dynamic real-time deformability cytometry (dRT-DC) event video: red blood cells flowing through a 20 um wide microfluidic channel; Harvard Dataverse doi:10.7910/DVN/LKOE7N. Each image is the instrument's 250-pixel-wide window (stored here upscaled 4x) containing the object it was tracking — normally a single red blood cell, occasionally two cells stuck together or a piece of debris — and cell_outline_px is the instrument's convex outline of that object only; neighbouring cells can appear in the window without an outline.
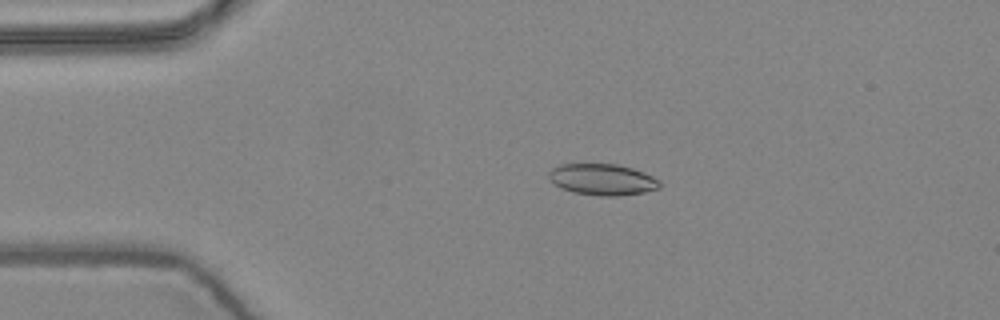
{"species": "common noctule bat (a hibernating species)", "species_latin": "Nyctalus noctula", "temperature_condition": "warm", "stored_images_in_passage": 4, "camera_frame_rate_fps": 3000, "um_per_image_px": 0.085, "animal": {"sex": "female", "body_mass_g": 24.6, "forearm_length_mm": 56.2}, "frame": {"image": 1, "passage_image": 2, "time_ms": 0.333, "image_size_px": [1000, 320], "cell_outline_px": [[660, 188], [644, 192], [616, 196], [600, 196], [572, 192], [556, 184], [548, 176], [548, 172], [552, 168], [560, 164], [616, 164], [632, 168], [644, 172], [660, 180]], "centroid_in_image_um": [51.23, 15.25], "position_along_channel_um": 33.8, "area_um2": 20.11}}